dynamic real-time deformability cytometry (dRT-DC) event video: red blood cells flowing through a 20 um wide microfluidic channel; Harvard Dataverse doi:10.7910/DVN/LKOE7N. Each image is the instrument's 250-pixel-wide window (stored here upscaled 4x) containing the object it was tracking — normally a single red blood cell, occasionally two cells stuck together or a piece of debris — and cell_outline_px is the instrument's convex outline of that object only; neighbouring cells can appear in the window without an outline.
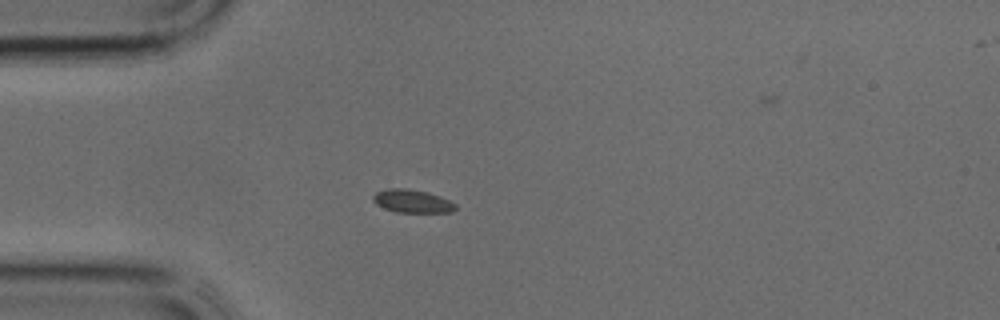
{"species": "common noctule bat (a hibernating species)", "species_latin": "Nyctalus noctula", "temperature_condition": "cold", "stored_images_in_passage": 29, "camera_frame_rate_fps": 3000, "um_per_image_px": 0.085, "animal": {"sex": "male", "body_mass_g": 17.9, "forearm_length_mm": 54.2}, "frame": {"image": 1, "passage_image": 1, "time_ms": 0.0, "image_size_px": [1000, 320], "cell_outline_px": [[456, 208], [452, 212], [396, 212], [384, 208], [376, 204], [372, 200], [372, 196], [376, 192], [388, 188], [408, 188], [428, 192], [440, 196], [456, 204]], "centroid_in_image_um": [35.02, 17.09], "position_along_channel_um": 50.0, "area_um2": 11.16}}
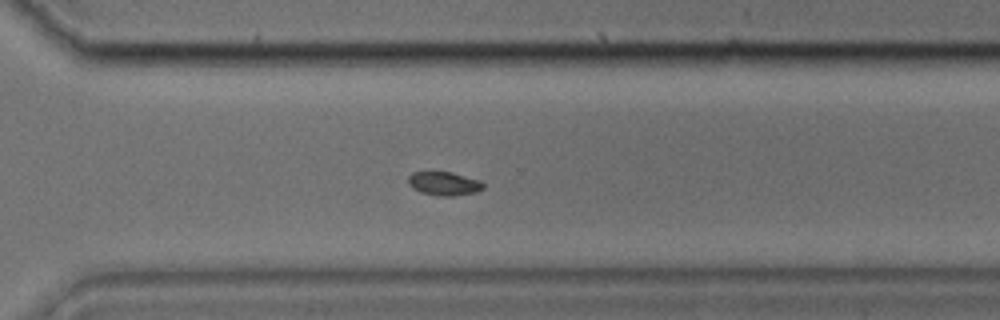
{"frame": {"image": 2, "passage_image": 18, "time_ms": 5.667, "image_size_px": [1000, 320], "cell_outline_px": [[484, 188], [476, 192], [456, 196], [436, 196], [420, 192], [412, 188], [408, 184], [408, 176], [412, 172], [452, 172], [480, 180], [484, 184]], "centroid_in_image_um": [37.74, 15.61], "position_along_channel_um": 332.9, "area_um2": 10.52}}
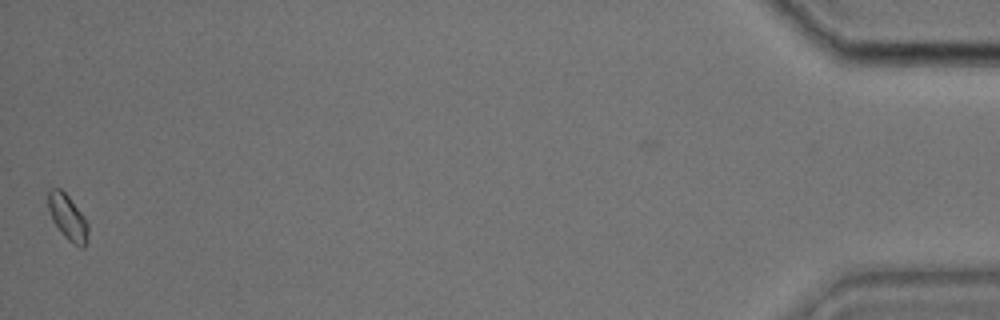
{"frame": {"image": 3, "passage_image": 29, "time_ms": 9.333, "image_size_px": [1000, 320], "cell_outline_px": [[88, 240], [84, 248], [80, 248], [72, 244], [60, 232], [52, 220], [48, 208], [48, 192], [52, 188], [60, 188], [68, 196], [84, 216], [88, 224]], "centroid_in_image_um": [5.77, 18.52], "position_along_channel_um": 429.4, "area_um2": 10.69}}